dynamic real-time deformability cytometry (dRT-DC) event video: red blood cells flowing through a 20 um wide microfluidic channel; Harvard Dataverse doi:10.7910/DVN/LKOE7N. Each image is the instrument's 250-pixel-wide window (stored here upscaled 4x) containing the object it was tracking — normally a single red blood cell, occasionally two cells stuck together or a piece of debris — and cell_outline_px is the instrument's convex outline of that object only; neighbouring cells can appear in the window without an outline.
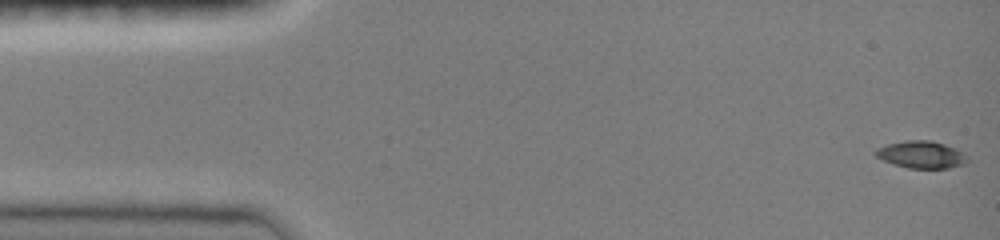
{"species": "common noctule bat (a hibernating species)", "species_latin": "Nyctalus noctula", "temperature_condition": "room temperature", "stored_images_in_passage": 13, "camera_frame_rate_fps": 3000, "um_per_image_px": 0.085, "animal": {"sex": "female", "body_mass_g": 19.0, "forearm_length_mm": 51.5}, "frame": {"image": 1, "passage_image": 1, "time_ms": 0.0, "image_size_px": [1000, 240], "cell_outline_px": [[968, 160], [964, 164], [948, 168], [908, 168], [884, 160], [876, 156], [872, 152], [876, 148], [888, 144], [904, 140], [928, 140], [944, 144], [964, 152], [968, 156]], "centroid_in_image_um": [78.32, 13.13], "position_along_channel_um": 6.7, "area_um2": 14.51}}
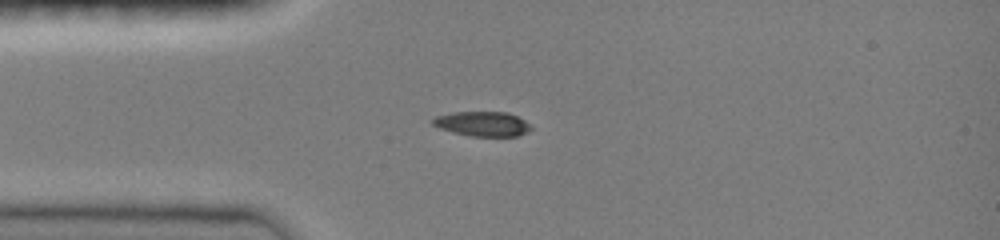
{"frame": {"image": 2, "passage_image": 10, "time_ms": 3.0, "image_size_px": [1000, 240], "cell_outline_px": [[532, 128], [528, 132], [516, 136], [468, 136], [452, 132], [440, 128], [432, 124], [432, 120], [436, 116], [452, 112], [508, 112], [524, 120]], "centroid_in_image_um": [41.0, 10.53], "position_along_channel_um": 44.0, "area_um2": 14.1}}
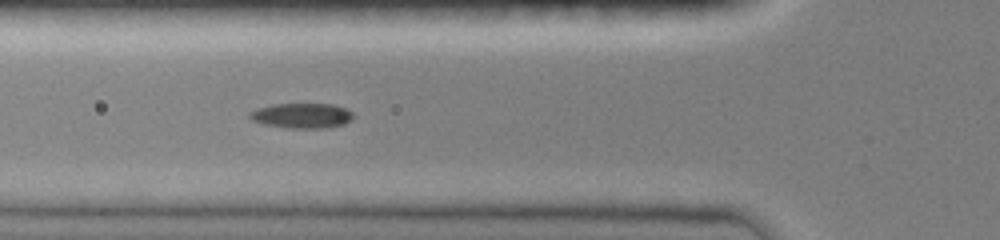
{"frame": {"image": 3, "passage_image": 13, "time_ms": 4.0, "image_size_px": [1000, 240], "cell_outline_px": [[352, 116], [344, 124], [324, 128], [288, 128], [264, 124], [252, 120], [248, 116], [248, 112], [256, 108], [272, 104], [332, 104], [344, 108], [352, 112]], "centroid_in_image_um": [25.59, 9.82], "position_along_channel_um": 100.2, "area_um2": 15.03}}